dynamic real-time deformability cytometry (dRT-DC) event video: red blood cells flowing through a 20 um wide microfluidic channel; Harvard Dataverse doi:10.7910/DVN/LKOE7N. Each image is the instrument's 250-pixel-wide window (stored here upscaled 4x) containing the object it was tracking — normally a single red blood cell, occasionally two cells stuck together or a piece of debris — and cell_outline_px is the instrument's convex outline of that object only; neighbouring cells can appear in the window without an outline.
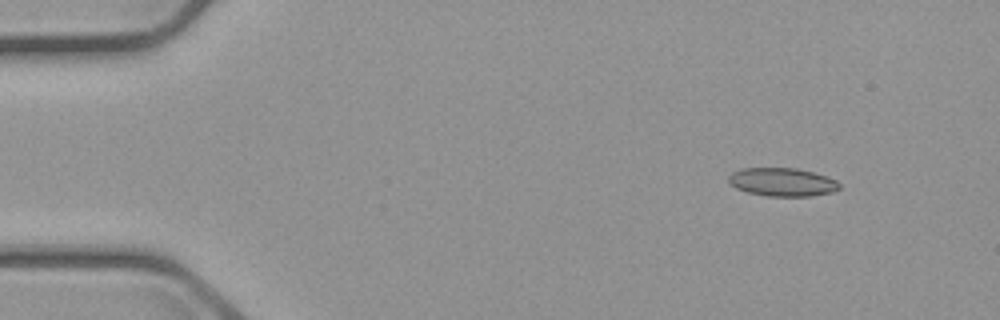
{"species": "common noctule bat (a hibernating species)", "species_latin": "Nyctalus noctula", "temperature_condition": "cold", "stored_images_in_passage": 6, "camera_frame_rate_fps": 3000, "um_per_image_px": 0.085, "animal": {"sex": "male", "body_mass_g": 23.1, "forearm_length_mm": 52.7}, "frame": {"image": 1, "passage_image": 2, "time_ms": 1.0, "image_size_px": [1000, 320], "cell_outline_px": [[840, 188], [832, 192], [812, 196], [768, 196], [748, 192], [736, 188], [728, 184], [728, 176], [732, 172], [740, 168], [796, 168], [812, 172], [836, 180], [840, 184]], "centroid_in_image_um": [66.46, 15.47], "position_along_channel_um": 18.5, "area_um2": 18.32}}
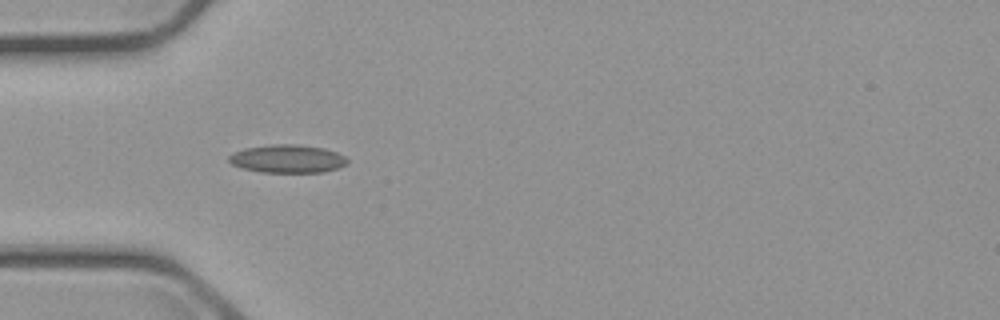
{"frame": {"image": 2, "passage_image": 5, "time_ms": 4.667, "image_size_px": [1000, 320], "cell_outline_px": [[348, 164], [324, 172], [260, 172], [244, 168], [232, 164], [228, 160], [228, 156], [244, 148], [272, 144], [296, 144], [324, 148], [336, 152], [344, 156], [348, 160]], "centroid_in_image_um": [24.45, 13.49], "position_along_channel_um": 60.6, "area_um2": 19.31}}
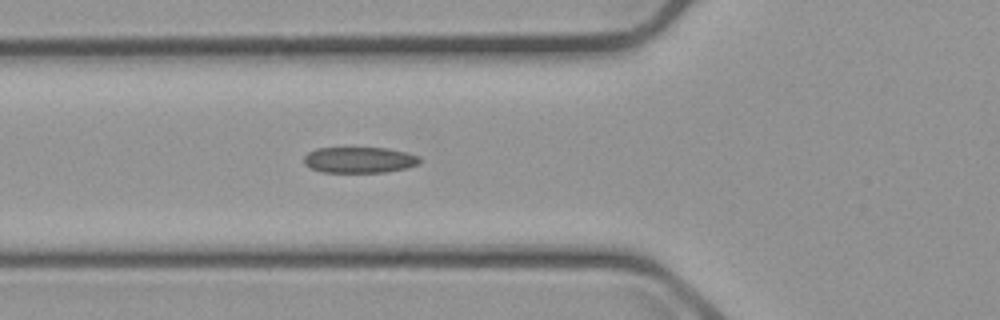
{"frame": {"image": 3, "passage_image": 6, "time_ms": 5.667, "image_size_px": [1000, 320], "cell_outline_px": [[420, 164], [408, 168], [388, 172], [320, 172], [308, 168], [304, 164], [304, 156], [308, 152], [316, 148], [388, 148], [420, 156]], "centroid_in_image_um": [30.54, 13.6], "position_along_channel_um": 95.3, "area_um2": 17.74}}